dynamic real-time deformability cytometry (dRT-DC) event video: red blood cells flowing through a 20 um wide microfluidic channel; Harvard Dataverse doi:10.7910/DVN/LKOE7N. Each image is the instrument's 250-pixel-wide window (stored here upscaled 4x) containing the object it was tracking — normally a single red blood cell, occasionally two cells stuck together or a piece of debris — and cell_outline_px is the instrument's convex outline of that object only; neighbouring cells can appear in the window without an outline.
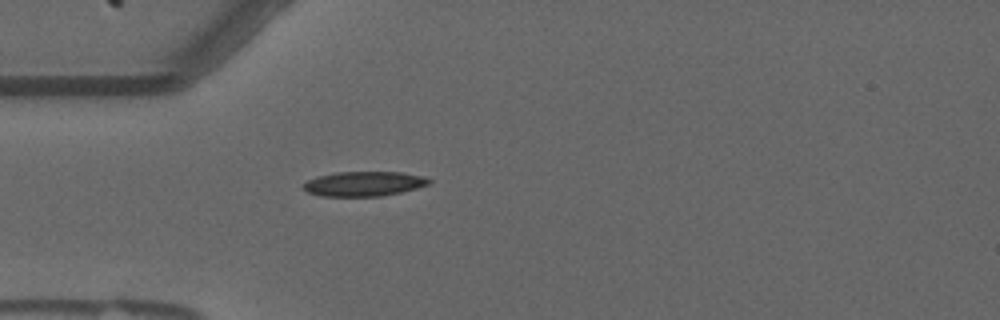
{"species": "common noctule bat (a hibernating species)", "species_latin": "Nyctalus noctula", "temperature_condition": "warm", "stored_images_in_passage": 41, "camera_frame_rate_fps": 3000, "um_per_image_px": 0.085, "animal": {"sex": "male", "forearm_length_mm": 52.5}, "frame": {"image": 1, "passage_image": 1, "time_ms": 0.0, "image_size_px": [1000, 320], "cell_outline_px": [[432, 180], [428, 184], [416, 188], [400, 192], [380, 196], [320, 196], [308, 192], [300, 188], [300, 184], [316, 176], [336, 172], [400, 172], [424, 176]], "centroid_in_image_um": [30.86, 15.62], "position_along_channel_um": 54.1, "area_um2": 18.21}}
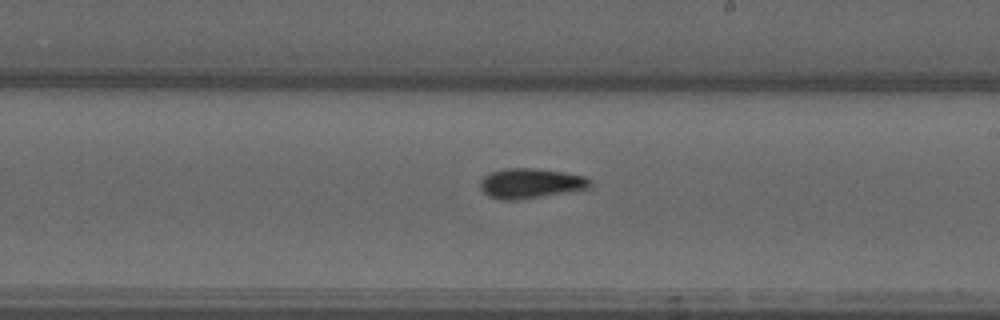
{"frame": {"image": 2, "passage_image": 17, "time_ms": 5.333, "image_size_px": [1000, 320], "cell_outline_px": [[592, 188], [516, 200], [500, 200], [488, 196], [480, 188], [480, 180], [484, 176], [492, 172], [508, 168], [536, 168], [564, 172], [584, 176], [592, 180]], "centroid_in_image_um": [45.12, 15.58], "position_along_channel_um": 243.9, "area_um2": 19.25}}
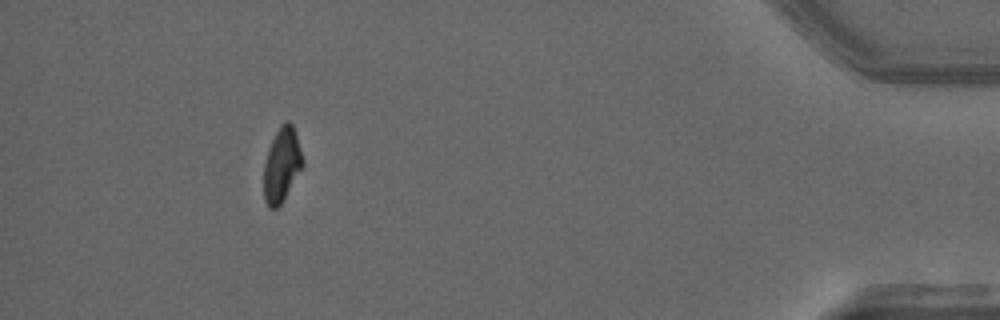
{"frame": {"image": 3, "passage_image": 36, "time_ms": 11.667, "image_size_px": [1000, 320], "cell_outline_px": [[304, 164], [280, 204], [276, 208], [268, 208], [264, 200], [264, 160], [268, 148], [280, 124], [284, 120], [288, 120], [292, 124], [304, 160]], "centroid_in_image_um": [23.93, 13.98], "position_along_channel_um": 411.3, "area_um2": 16.7}, "authors_computed_cell_mechanics": {"area_um2": 18.207, "velocity_mm_per_s": 3.6662, "shape_relaxation_time_tau1_ms": 4.6069, "shape_relaxation_time_tau2_ms": 6.2386, "deformation_change_tau1": 0.1999, "deformation_change_tau2": 0.1315}}